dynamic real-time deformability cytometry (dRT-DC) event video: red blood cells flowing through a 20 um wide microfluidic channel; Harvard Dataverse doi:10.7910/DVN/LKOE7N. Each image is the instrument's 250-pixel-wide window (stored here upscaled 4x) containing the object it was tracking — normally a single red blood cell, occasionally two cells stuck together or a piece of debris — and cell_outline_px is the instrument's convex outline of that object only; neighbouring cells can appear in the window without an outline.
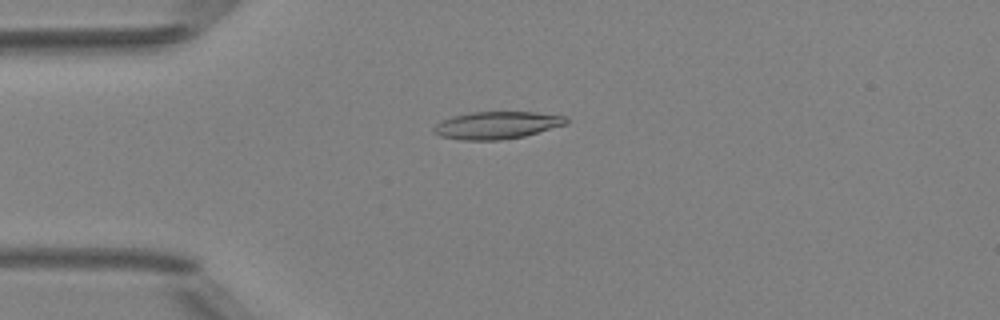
{"species": "Egyptian fruit bat (a non-hibernating species)", "species_latin": "Rousettus aegyptiacus", "temperature_condition": "room temperature", "stored_images_in_passage": 5, "camera_frame_rate_fps": 3000, "um_per_image_px": 0.085, "animal": {"sex": "female"}, "frame": {"image": 1, "passage_image": 4, "time_ms": 3.333, "image_size_px": [1000, 320], "cell_outline_px": [[568, 124], [524, 136], [500, 140], [464, 140], [440, 136], [432, 132], [432, 128], [436, 124], [452, 116], [472, 112], [536, 112], [564, 116], [568, 120]], "centroid_in_image_um": [42.23, 10.64], "position_along_channel_um": 42.8, "area_um2": 21.1}}